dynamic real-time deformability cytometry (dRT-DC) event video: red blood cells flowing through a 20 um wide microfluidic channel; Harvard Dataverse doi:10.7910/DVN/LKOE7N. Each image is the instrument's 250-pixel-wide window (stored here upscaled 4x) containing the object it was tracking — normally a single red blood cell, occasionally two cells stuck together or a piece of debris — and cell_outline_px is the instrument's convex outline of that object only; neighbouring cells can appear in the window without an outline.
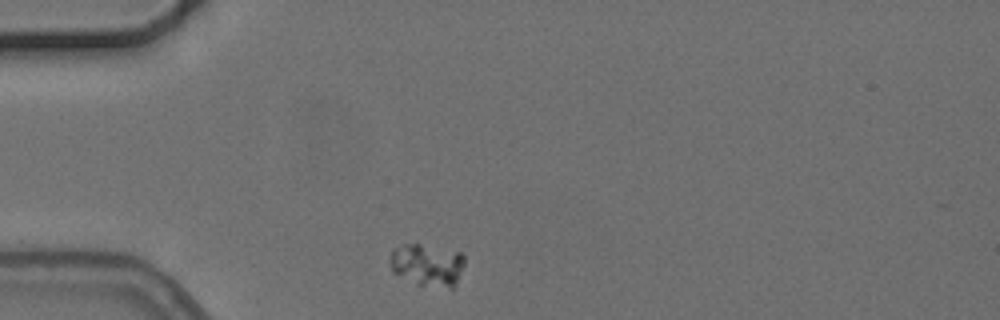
{"species": "common noctule bat (a hibernating species)", "species_latin": "Nyctalus noctula", "temperature_condition": "cold", "stored_images_in_passage": 6, "camera_frame_rate_fps": 3000, "um_per_image_px": 0.085, "animal": {"sex": "female", "body_mass_g": 24.6, "forearm_length_mm": 56.2}, "frame": {"image": 1, "passage_image": 1, "time_ms": 0.0, "image_size_px": [1000, 320], "cell_outline_px": [[464, 264], [452, 288], [448, 288], [416, 284], [392, 272], [388, 260], [392, 248], [404, 244], [420, 244], [460, 252], [464, 256]], "centroid_in_image_um": [36.26, 22.5], "position_along_channel_um": 48.7, "area_um2": 18.38}}
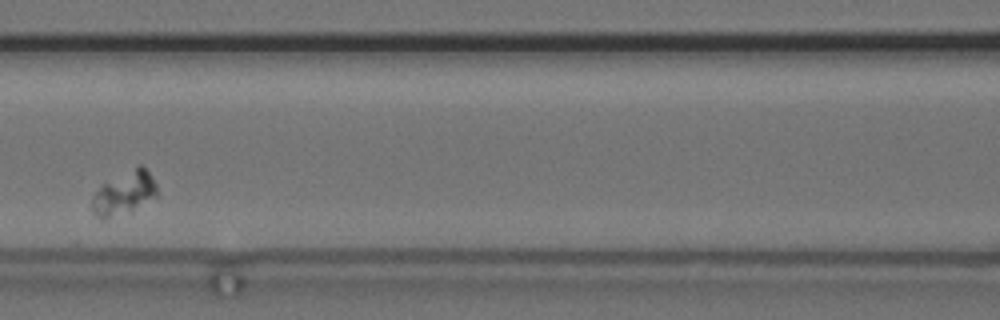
{"frame": {"image": 2, "passage_image": 4, "time_ms": 3.667, "image_size_px": [1000, 320], "cell_outline_px": [[156, 196], [132, 212], [104, 220], [100, 220], [92, 212], [92, 200], [96, 192], [104, 184], [140, 164], [152, 176], [156, 184]], "centroid_in_image_um": [10.55, 16.48], "position_along_channel_um": 156.0, "area_um2": 16.18}}
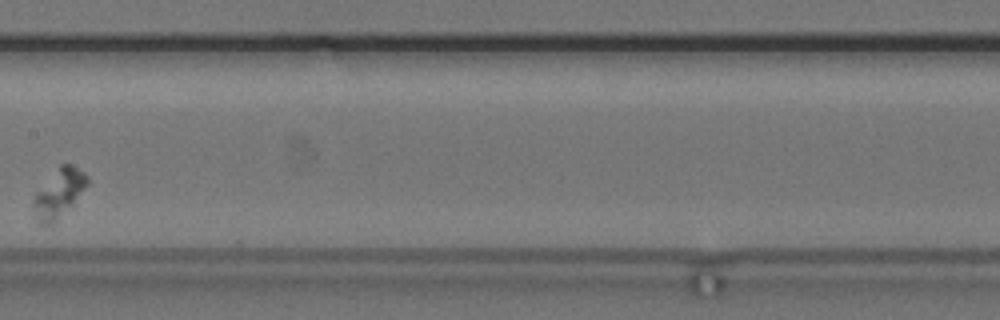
{"frame": {"image": 3, "passage_image": 5, "time_ms": 5.0, "image_size_px": [1000, 320], "cell_outline_px": [[88, 184], [72, 204], [52, 224], [40, 224], [32, 208], [32, 200], [36, 192], [60, 164], [68, 164], [84, 172], [88, 176]], "centroid_in_image_um": [4.98, 16.42], "position_along_channel_um": 202.4, "area_um2": 14.8}}